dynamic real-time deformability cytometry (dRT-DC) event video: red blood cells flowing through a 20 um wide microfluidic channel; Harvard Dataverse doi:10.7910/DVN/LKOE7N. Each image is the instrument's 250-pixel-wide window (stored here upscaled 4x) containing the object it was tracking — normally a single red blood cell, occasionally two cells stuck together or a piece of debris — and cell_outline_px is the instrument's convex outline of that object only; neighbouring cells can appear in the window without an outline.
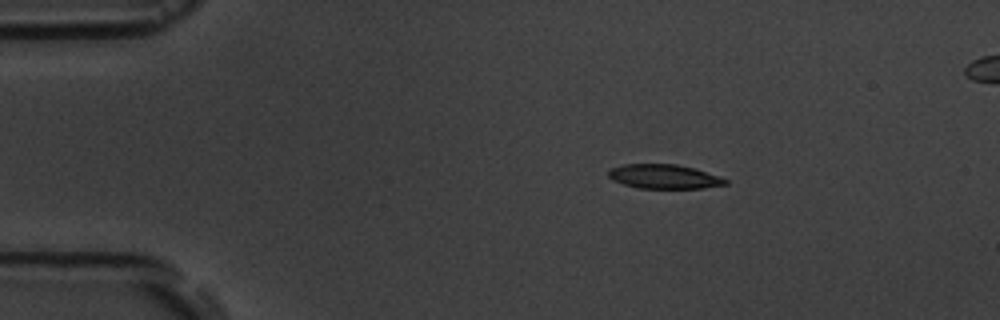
{"species": "common noctule bat (a hibernating species)", "species_latin": "Nyctalus noctula", "temperature_condition": "room temperature", "stored_images_in_passage": 3, "segment_of_instrument_passage": [1, 2], "camera_frame_rate_fps": 3000, "um_per_image_px": 0.085, "animal": {"sex": "male", "body_mass_g": 19.5, "forearm_length_mm": 54.6}, "frame": {"image": 1, "passage_image": 1, "time_ms": 0.0, "image_size_px": [1000, 320], "cell_outline_px": [[728, 184], [704, 188], [636, 188], [612, 180], [608, 176], [608, 168], [624, 164], [676, 164], [692, 168], [720, 176], [728, 180]], "centroid_in_image_um": [56.42, 15.01], "position_along_channel_um": 28.6, "area_um2": 16.59}}